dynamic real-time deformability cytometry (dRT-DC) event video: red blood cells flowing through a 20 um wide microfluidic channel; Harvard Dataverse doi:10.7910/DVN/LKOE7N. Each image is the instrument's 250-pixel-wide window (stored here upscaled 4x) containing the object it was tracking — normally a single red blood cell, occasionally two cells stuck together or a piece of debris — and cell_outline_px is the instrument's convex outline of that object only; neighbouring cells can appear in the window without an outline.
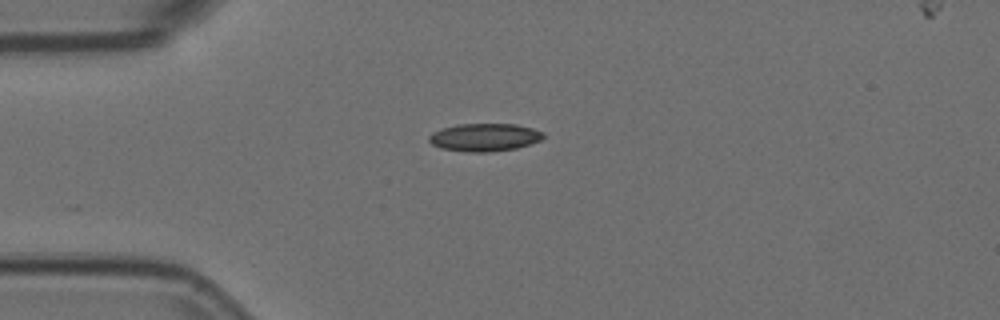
{"species": "Egyptian fruit bat (a non-hibernating species)", "species_latin": "Rousettus aegyptiacus", "temperature_condition": "room temperature", "stored_images_in_passage": 2, "camera_frame_rate_fps": 3000, "um_per_image_px": 0.085, "animal": {"sex": "female"}, "frame": {"image": 1, "passage_image": 1, "time_ms": 0.0, "image_size_px": [1000, 320], "cell_outline_px": [[544, 136], [540, 140], [516, 148], [488, 152], [468, 152], [440, 148], [432, 144], [428, 140], [428, 136], [432, 132], [440, 128], [456, 124], [516, 124], [532, 128], [544, 132]], "centroid_in_image_um": [41.14, 11.66], "position_along_channel_um": 43.9, "area_um2": 18.61}}